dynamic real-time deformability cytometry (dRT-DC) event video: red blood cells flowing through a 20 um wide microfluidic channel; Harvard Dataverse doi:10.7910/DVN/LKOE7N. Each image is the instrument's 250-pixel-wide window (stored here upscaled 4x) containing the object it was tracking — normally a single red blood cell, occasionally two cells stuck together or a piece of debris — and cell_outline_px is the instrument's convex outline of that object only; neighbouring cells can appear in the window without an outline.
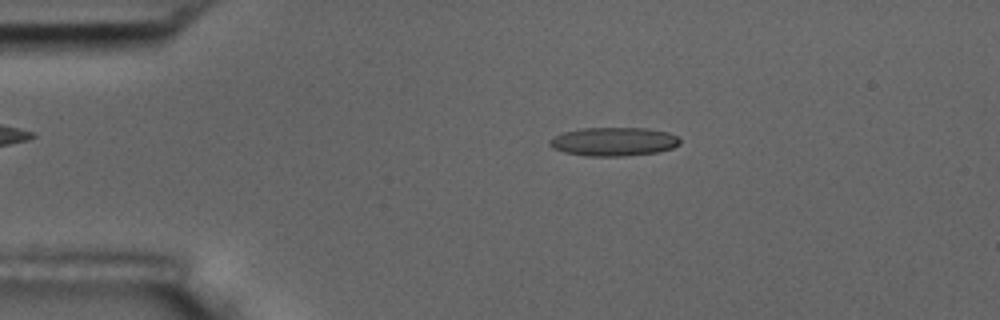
{"species": "common noctule bat (a hibernating species)", "species_latin": "Nyctalus noctula", "temperature_condition": "room temperature", "stored_images_in_passage": 4, "camera_frame_rate_fps": 3000, "um_per_image_px": 0.085, "animal": {"sex": "male", "body_mass_g": 17.5, "forearm_length_mm": 52.3}, "frame": {"image": 1, "passage_image": 2, "time_ms": 1.0, "image_size_px": [1000, 320], "cell_outline_px": [[680, 144], [672, 148], [656, 152], [624, 156], [584, 156], [564, 152], [552, 148], [548, 144], [548, 140], [560, 132], [580, 128], [644, 128], [668, 132], [680, 136]], "centroid_in_image_um": [52.13, 12.03], "position_along_channel_um": 32.9, "area_um2": 22.02}}
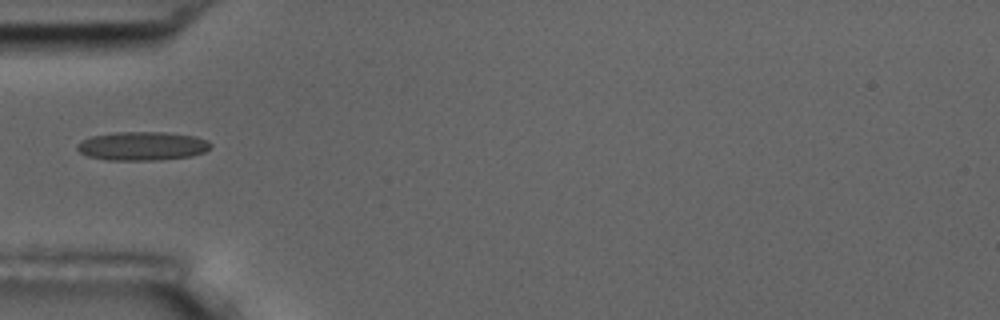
{"frame": {"image": 2, "passage_image": 4, "time_ms": 3.333, "image_size_px": [1000, 320], "cell_outline_px": [[212, 144], [204, 152], [192, 156], [160, 160], [108, 160], [88, 156], [80, 152], [76, 148], [76, 144], [80, 140], [92, 136], [112, 132], [164, 132], [196, 136], [208, 140]], "centroid_in_image_um": [12.08, 12.41], "position_along_channel_um": 72.9, "area_um2": 22.54}}